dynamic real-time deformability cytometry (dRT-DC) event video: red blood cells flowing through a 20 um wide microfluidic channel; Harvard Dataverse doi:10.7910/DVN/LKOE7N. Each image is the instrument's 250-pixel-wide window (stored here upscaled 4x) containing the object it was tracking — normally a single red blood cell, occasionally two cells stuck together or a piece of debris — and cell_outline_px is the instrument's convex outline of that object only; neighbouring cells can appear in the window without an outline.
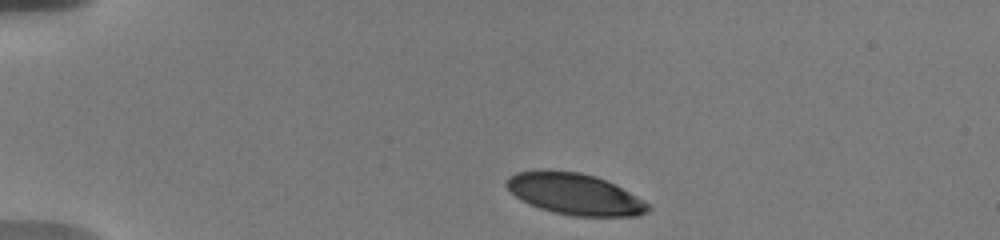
{"species": "human", "species_latin": "Homo sapiens", "temperature_condition": "warm", "stored_images_in_passage": 10, "camera_frame_rate_fps": 3000, "um_per_image_px": 0.085, "donor": {"sex": "male"}, "frame": {"image": 1, "passage_image": 1, "time_ms": 0.0, "image_size_px": [1000, 240], "cell_outline_px": [[652, 208], [648, 212], [640, 216], [572, 216], [552, 212], [528, 204], [520, 200], [504, 184], [508, 176], [516, 172], [540, 168], [544, 168], [580, 172], [596, 176], [636, 196], [648, 204]], "centroid_in_image_um": [48.79, 16.47], "position_along_channel_um": 36.2, "area_um2": 34.45}}